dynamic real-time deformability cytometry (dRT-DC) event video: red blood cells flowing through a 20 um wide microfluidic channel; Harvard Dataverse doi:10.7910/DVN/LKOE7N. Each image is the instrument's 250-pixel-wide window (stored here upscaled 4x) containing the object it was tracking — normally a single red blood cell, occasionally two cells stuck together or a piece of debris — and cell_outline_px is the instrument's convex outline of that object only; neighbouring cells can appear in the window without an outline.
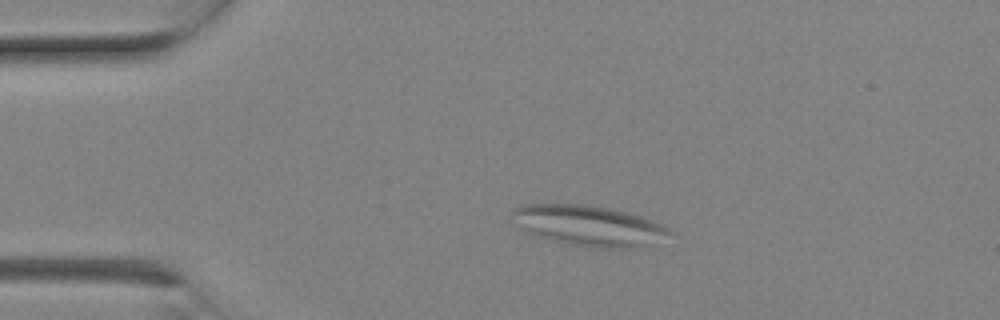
{"species": "Egyptian fruit bat (a non-hibernating species)", "species_latin": "Rousettus aegyptiacus", "temperature_condition": "room temperature", "stored_images_in_passage": 1, "camera_frame_rate_fps": 3000, "um_per_image_px": 0.085, "animal": {"sex": "female"}, "frame": {"image": 1, "passage_image": 1, "time_ms": 0.0, "image_size_px": [1000, 320], "cell_outline_px": [[672, 232], [644, 244], [624, 248], [592, 248], [556, 240], [532, 232], [516, 224], [512, 212], [520, 204], [588, 204], [608, 208], [640, 216], [664, 224]], "centroid_in_image_um": [50.03, 19.14], "position_along_channel_um": 35.0, "area_um2": 35.72}}